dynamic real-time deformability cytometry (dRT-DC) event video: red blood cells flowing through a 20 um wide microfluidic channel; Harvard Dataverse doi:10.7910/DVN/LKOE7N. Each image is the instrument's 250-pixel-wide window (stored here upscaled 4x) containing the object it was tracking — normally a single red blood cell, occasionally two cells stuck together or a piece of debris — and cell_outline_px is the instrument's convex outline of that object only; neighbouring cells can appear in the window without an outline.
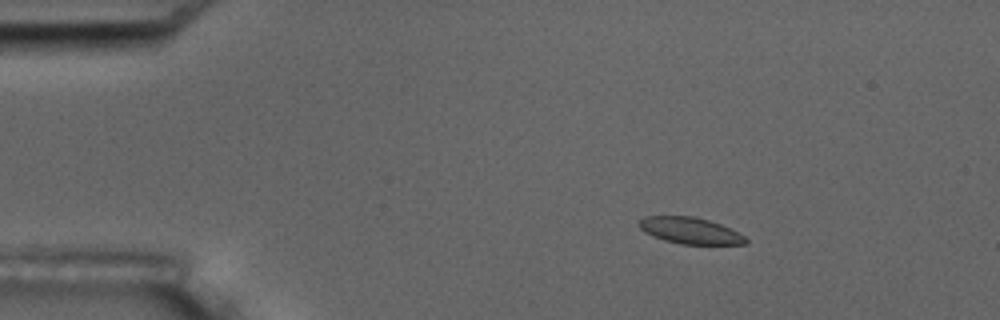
{"species": "common noctule bat (a hibernating species)", "species_latin": "Nyctalus noctula", "temperature_condition": "room temperature", "stored_images_in_passage": 5, "camera_frame_rate_fps": 3000, "um_per_image_px": 0.085, "animal": {"sex": "male", "body_mass_g": 17.5, "forearm_length_mm": 52.3}, "frame": {"image": 1, "passage_image": 2, "time_ms": 1.333, "image_size_px": [1000, 320], "cell_outline_px": [[748, 244], [680, 244], [664, 240], [644, 232], [636, 224], [644, 216], [692, 216], [708, 220], [720, 224], [744, 236], [748, 240]], "centroid_in_image_um": [58.62, 19.6], "position_along_channel_um": 26.4, "area_um2": 16.3}}
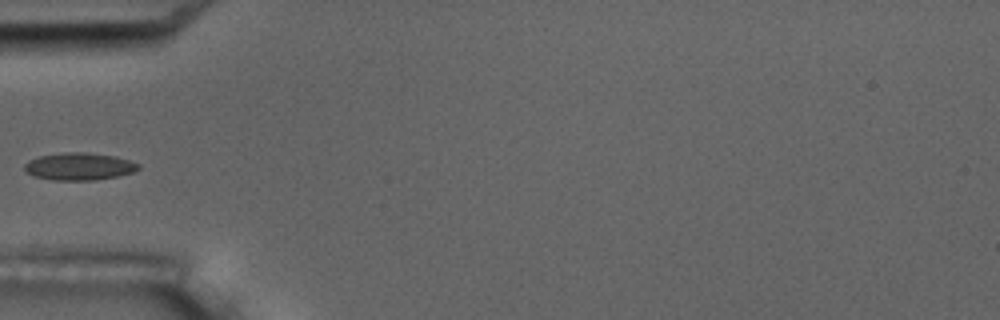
{"frame": {"image": 2, "passage_image": 5, "time_ms": 4.667, "image_size_px": [1000, 320], "cell_outline_px": [[140, 168], [132, 172], [116, 176], [96, 180], [52, 180], [32, 176], [24, 168], [24, 164], [28, 160], [36, 156], [64, 152], [84, 152], [116, 156], [140, 164]], "centroid_in_image_um": [6.69, 14.14], "position_along_channel_um": 78.3, "area_um2": 18.26}}